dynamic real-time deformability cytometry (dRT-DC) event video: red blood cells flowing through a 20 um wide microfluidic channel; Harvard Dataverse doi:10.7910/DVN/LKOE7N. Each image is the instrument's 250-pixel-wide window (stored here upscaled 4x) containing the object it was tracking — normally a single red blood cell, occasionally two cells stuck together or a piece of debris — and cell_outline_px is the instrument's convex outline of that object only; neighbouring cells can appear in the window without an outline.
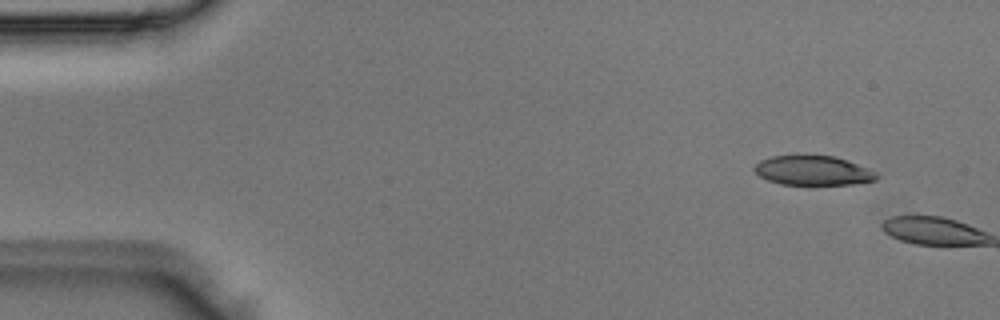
{"species": "Egyptian fruit bat (a non-hibernating species)", "species_latin": "Rousettus aegyptiacus", "temperature_condition": "room temperature", "stored_images_in_passage": 5, "camera_frame_rate_fps": 3000, "um_per_image_px": 0.085, "animal": {"sex": "male"}, "frame": {"image": 1, "passage_image": 1, "time_ms": 0.0, "image_size_px": [1000, 320], "cell_outline_px": [[880, 176], [876, 180], [852, 184], [780, 184], [768, 180], [760, 176], [752, 168], [760, 160], [772, 156], [796, 152], [836, 156], [848, 160], [868, 168], [876, 172]], "centroid_in_image_um": [69.08, 14.44], "position_along_channel_um": 15.9, "area_um2": 21.79}}
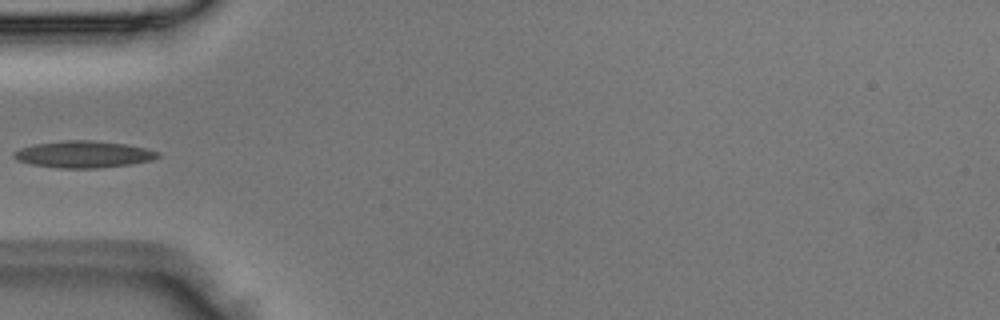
{"frame": {"image": 2, "passage_image": 5, "time_ms": 1.333, "image_size_px": [1000, 320], "cell_outline_px": [[160, 156], [152, 160], [128, 164], [96, 168], [60, 168], [32, 164], [16, 160], [12, 156], [12, 152], [20, 148], [32, 144], [64, 140], [92, 140], [124, 144], [144, 148], [160, 152]], "centroid_in_image_um": [7.04, 13.11], "position_along_channel_um": 78.0, "area_um2": 22.43}}